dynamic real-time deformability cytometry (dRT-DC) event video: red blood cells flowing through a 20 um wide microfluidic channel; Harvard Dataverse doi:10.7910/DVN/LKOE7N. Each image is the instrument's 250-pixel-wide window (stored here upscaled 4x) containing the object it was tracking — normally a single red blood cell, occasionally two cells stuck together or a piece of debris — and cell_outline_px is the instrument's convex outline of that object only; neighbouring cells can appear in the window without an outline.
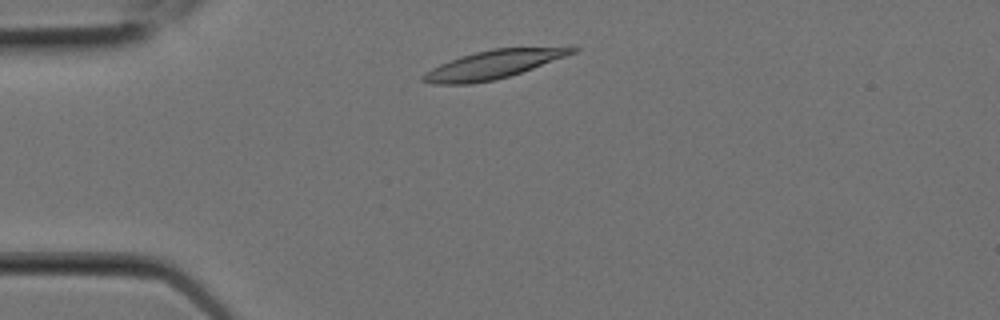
{"species": "Egyptian fruit bat (a non-hibernating species)", "species_latin": "Rousettus aegyptiacus", "temperature_condition": "room temperature", "stored_images_in_passage": 3, "camera_frame_rate_fps": 3000, "um_per_image_px": 0.085, "animal": {"sex": "female"}, "frame": {"image": 1, "passage_image": 2, "time_ms": 0.333, "image_size_px": [1000, 320], "cell_outline_px": [[580, 48], [576, 52], [532, 68], [496, 80], [472, 84], [432, 84], [420, 80], [420, 76], [432, 68], [440, 64], [460, 56], [492, 48], [568, 44], [572, 44]], "centroid_in_image_um": [42.05, 5.43], "position_along_channel_um": 43.0, "area_um2": 25.43}}